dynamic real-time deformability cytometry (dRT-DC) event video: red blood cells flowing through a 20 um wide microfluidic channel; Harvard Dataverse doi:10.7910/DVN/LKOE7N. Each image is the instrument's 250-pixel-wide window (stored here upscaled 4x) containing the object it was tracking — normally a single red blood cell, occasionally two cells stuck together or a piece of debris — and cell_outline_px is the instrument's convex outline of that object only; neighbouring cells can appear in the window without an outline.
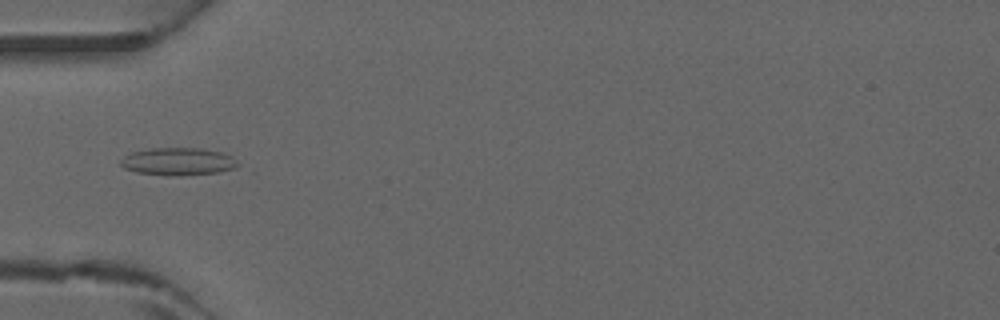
{"species": "common noctule bat (a hibernating species)", "species_latin": "Nyctalus noctula", "temperature_condition": "warm", "stored_images_in_passage": 3, "camera_frame_rate_fps": 3000, "um_per_image_px": 0.085, "animal": {"sex": "male", "forearm_length_mm": 52.5}, "frame": {"image": 1, "passage_image": 3, "time_ms": 0.667, "image_size_px": [1000, 320], "cell_outline_px": [[244, 168], [220, 172], [180, 176], [168, 176], [136, 172], [124, 168], [120, 164], [120, 160], [124, 156], [132, 152], [152, 148], [204, 148], [220, 152], [232, 156]], "centroid_in_image_um": [15.22, 13.74], "position_along_channel_um": 69.8, "area_um2": 19.31}}